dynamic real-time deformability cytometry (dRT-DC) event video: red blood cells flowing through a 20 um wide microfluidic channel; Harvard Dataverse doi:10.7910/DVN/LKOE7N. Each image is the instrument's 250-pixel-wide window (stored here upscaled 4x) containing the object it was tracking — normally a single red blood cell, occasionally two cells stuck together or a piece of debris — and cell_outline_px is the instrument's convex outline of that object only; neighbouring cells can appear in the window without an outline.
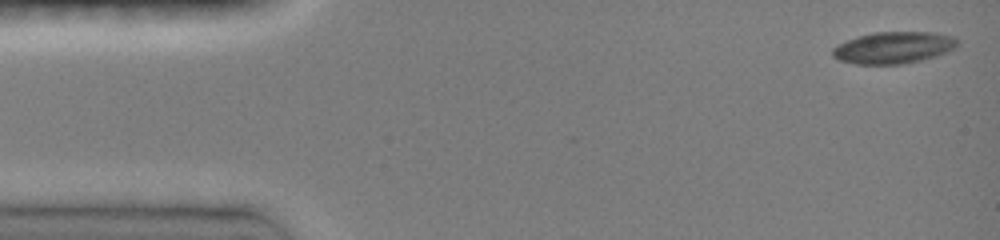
{"species": "common noctule bat (a hibernating species)", "species_latin": "Nyctalus noctula", "temperature_condition": "room temperature", "stored_images_in_passage": 14, "camera_frame_rate_fps": 3000, "um_per_image_px": 0.085, "animal": {"sex": "female", "body_mass_g": 19.0, "forearm_length_mm": 51.5}, "frame": {"image": 1, "passage_image": 1, "time_ms": 0.0, "image_size_px": [1000, 240], "cell_outline_px": [[956, 48], [936, 56], [920, 60], [900, 64], [856, 64], [840, 60], [832, 56], [832, 48], [848, 40], [872, 32], [932, 32], [956, 36]], "centroid_in_image_um": [75.97, 4.04], "position_along_channel_um": 9.0, "area_um2": 22.95}}
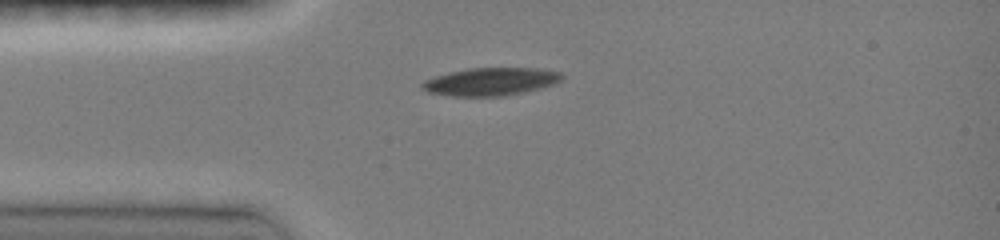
{"frame": {"image": 2, "passage_image": 9, "time_ms": 3.333, "image_size_px": [1000, 240], "cell_outline_px": [[564, 76], [556, 84], [524, 92], [504, 96], [452, 96], [428, 92], [420, 88], [420, 84], [424, 80], [432, 76], [448, 72], [468, 68], [536, 68], [560, 72]], "centroid_in_image_um": [41.67, 6.93], "position_along_channel_um": 43.3, "area_um2": 22.89}}